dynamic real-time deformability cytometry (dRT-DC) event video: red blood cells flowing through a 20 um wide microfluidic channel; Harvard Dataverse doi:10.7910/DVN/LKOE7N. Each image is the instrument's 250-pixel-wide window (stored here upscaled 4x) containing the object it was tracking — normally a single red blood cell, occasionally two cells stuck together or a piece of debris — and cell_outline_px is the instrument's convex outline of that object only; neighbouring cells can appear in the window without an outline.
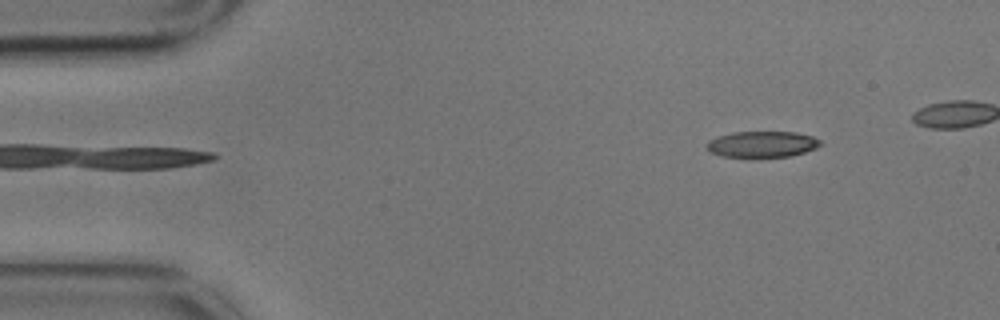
{"species": "common noctule bat (a hibernating species)", "species_latin": "Nyctalus noctula", "temperature_condition": "cold", "stored_images_in_passage": 3, "segment_of_instrument_passage": [2, 2], "camera_frame_rate_fps": 3000, "um_per_image_px": 0.085, "animal": {"sex": "male", "body_mass_g": 17.9}, "frame": {"image": 1, "passage_image": 3, "time_ms": 0.667, "image_size_px": [1000, 320], "cell_outline_px": [[824, 144], [816, 148], [804, 152], [788, 156], [724, 156], [712, 152], [704, 144], [708, 140], [716, 136], [732, 132], [796, 132], [812, 136], [820, 140]], "centroid_in_image_um": [64.79, 12.23], "position_along_channel_um": 20.2, "area_um2": 17.11}}